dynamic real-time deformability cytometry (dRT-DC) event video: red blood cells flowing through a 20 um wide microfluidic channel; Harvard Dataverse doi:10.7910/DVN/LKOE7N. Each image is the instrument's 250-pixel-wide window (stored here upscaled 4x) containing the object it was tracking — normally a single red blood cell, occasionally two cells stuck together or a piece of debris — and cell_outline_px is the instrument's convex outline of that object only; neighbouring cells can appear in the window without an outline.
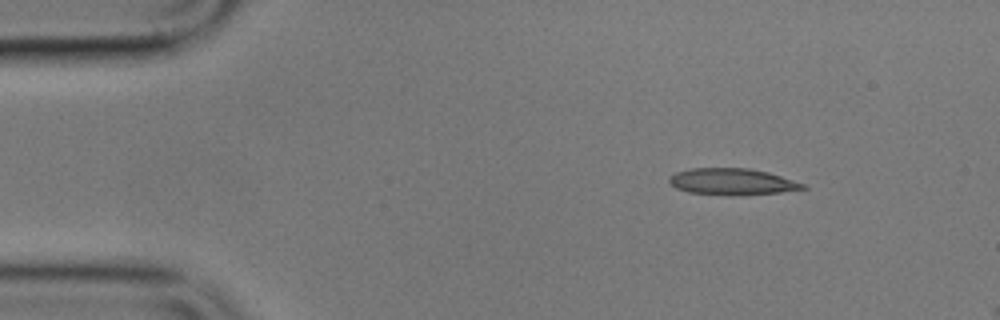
{"species": "common noctule bat (a hibernating species)", "species_latin": "Nyctalus noctula", "temperature_condition": "cold", "stored_images_in_passage": 2, "camera_frame_rate_fps": 3000, "um_per_image_px": 0.085, "animal": {"sex": "male", "body_mass_g": 17.9}, "frame": {"image": 1, "passage_image": 1, "time_ms": 0.0, "image_size_px": [1000, 320], "cell_outline_px": [[808, 188], [780, 192], [736, 196], [732, 196], [688, 192], [676, 188], [668, 180], [676, 172], [692, 168], [748, 168], [768, 172], [804, 184]], "centroid_in_image_um": [62.23, 15.45], "position_along_channel_um": 22.8, "area_um2": 20.52}}